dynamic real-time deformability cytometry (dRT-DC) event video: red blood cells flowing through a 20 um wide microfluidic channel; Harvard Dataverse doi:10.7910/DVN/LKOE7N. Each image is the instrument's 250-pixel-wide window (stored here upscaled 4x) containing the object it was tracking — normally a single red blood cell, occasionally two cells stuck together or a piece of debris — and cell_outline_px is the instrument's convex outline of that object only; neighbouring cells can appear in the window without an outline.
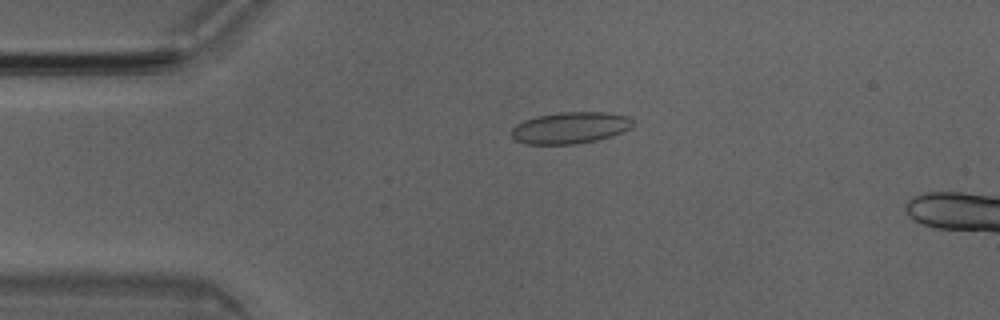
{"species": "Egyptian fruit bat (a non-hibernating species)", "species_latin": "Rousettus aegyptiacus", "temperature_condition": "room temperature", "stored_images_in_passage": 5, "camera_frame_rate_fps": 3000, "um_per_image_px": 0.085, "animal": {"sex": "male"}, "frame": {"image": 1, "passage_image": 1, "time_ms": 0.0, "image_size_px": [1000, 320], "cell_outline_px": [[632, 124], [628, 128], [612, 136], [596, 140], [576, 144], [524, 144], [516, 140], [512, 136], [512, 128], [516, 124], [524, 120], [536, 116], [560, 112], [608, 112], [628, 116], [632, 120]], "centroid_in_image_um": [48.44, 10.86], "position_along_channel_um": 36.6, "area_um2": 22.25}}